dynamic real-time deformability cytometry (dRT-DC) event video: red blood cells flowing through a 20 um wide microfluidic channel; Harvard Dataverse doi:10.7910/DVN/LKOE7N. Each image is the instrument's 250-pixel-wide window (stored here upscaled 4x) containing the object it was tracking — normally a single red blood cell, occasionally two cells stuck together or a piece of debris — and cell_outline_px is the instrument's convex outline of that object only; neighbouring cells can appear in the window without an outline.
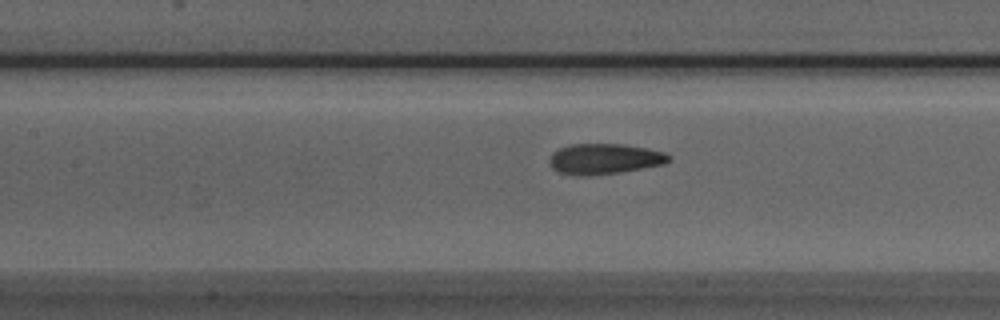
{"species": "Egyptian fruit bat (a non-hibernating species)", "species_latin": "Rousettus aegyptiacus", "temperature_condition": "room temperature", "stored_images_in_passage": 50, "camera_frame_rate_fps": 3000, "um_per_image_px": 0.085, "animal": {"sex": "male"}, "frame": {"image": 1, "passage_image": 23, "time_ms": 7.333, "image_size_px": [1000, 320], "cell_outline_px": [[672, 160], [664, 164], [620, 172], [588, 176], [576, 176], [560, 172], [552, 168], [548, 160], [552, 152], [560, 148], [572, 144], [624, 144], [664, 152], [672, 156]], "centroid_in_image_um": [51.37, 13.51], "position_along_channel_um": 156.0, "area_um2": 21.33}}
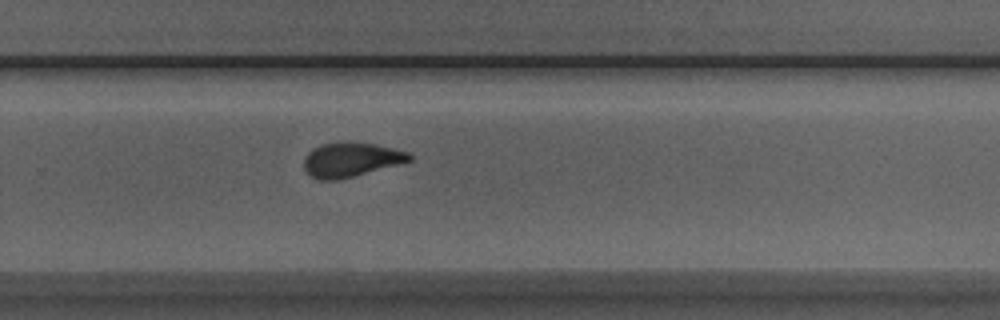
{"frame": {"image": 2, "passage_image": 34, "time_ms": 11.0, "image_size_px": [1000, 320], "cell_outline_px": [[412, 160], [400, 164], [340, 180], [320, 180], [312, 176], [304, 168], [304, 156], [308, 152], [320, 144], [340, 140], [348, 140], [376, 144], [408, 152], [412, 156]], "centroid_in_image_um": [29.82, 13.54], "position_along_channel_um": 300.0, "area_um2": 21.56}}
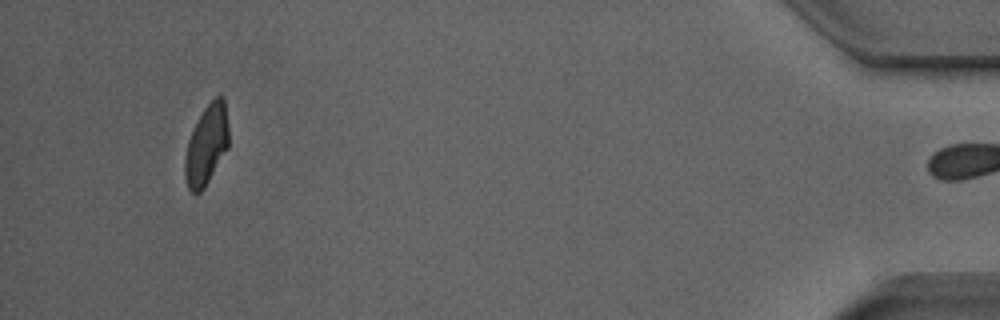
{"frame": {"image": 3, "passage_image": 49, "time_ms": 16.0, "image_size_px": [1000, 320], "cell_outline_px": [[228, 148], [204, 188], [200, 192], [192, 192], [188, 188], [184, 176], [184, 156], [188, 140], [204, 108], [216, 96], [224, 96], [228, 128]], "centroid_in_image_um": [17.55, 12.33], "position_along_channel_um": 417.7, "area_um2": 20.23}, "authors_computed_cell_mechanics": {"area_um2": 21.2993, "velocity_mm_per_s": 3.936, "shape_relaxation_time_tau1_ms": 3.7972, "shape_relaxation_time_tau2_ms": 1.2925, "deformation_change_tau1": 0.1427, "deformation_change_tau2": 0.0758}}